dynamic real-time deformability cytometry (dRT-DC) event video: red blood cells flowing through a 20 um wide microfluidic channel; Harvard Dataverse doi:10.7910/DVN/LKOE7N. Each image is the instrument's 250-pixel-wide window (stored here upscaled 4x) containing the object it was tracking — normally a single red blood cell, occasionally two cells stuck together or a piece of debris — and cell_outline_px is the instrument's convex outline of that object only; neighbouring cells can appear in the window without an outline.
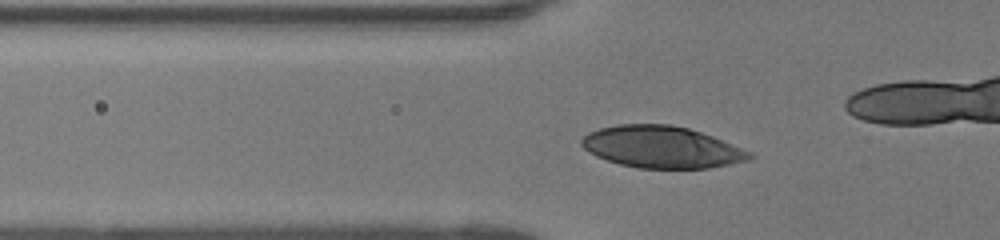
{"species": "human", "species_latin": "Homo sapiens", "temperature_condition": "room temperature", "stored_images_in_passage": 32, "camera_frame_rate_fps": 3000, "um_per_image_px": 0.085, "donor": {"sex": "female"}, "frame": {"image": 1, "passage_image": 8, "time_ms": 2.333, "image_size_px": [1000, 240], "cell_outline_px": [[756, 156], [748, 160], [708, 168], [640, 168], [620, 164], [596, 156], [588, 152], [580, 144], [580, 140], [588, 132], [600, 128], [620, 124], [668, 124], [688, 128], [712, 136], [752, 152]], "centroid_in_image_um": [56.23, 12.5], "position_along_channel_um": 69.6, "area_um2": 40.75}}
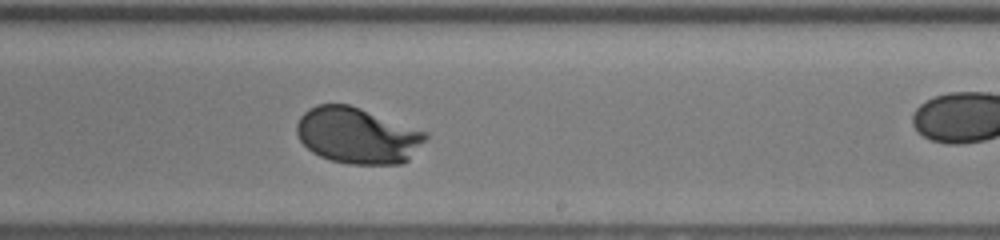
{"frame": {"image": 2, "passage_image": 22, "time_ms": 7.0, "image_size_px": [1000, 240], "cell_outline_px": [[428, 136], [408, 160], [400, 164], [348, 164], [332, 160], [320, 156], [312, 152], [300, 140], [296, 132], [296, 124], [300, 116], [308, 108], [316, 104], [348, 104], [360, 108], [428, 132]], "centroid_in_image_um": [30.36, 11.51], "position_along_channel_um": 258.6, "area_um2": 42.02}}
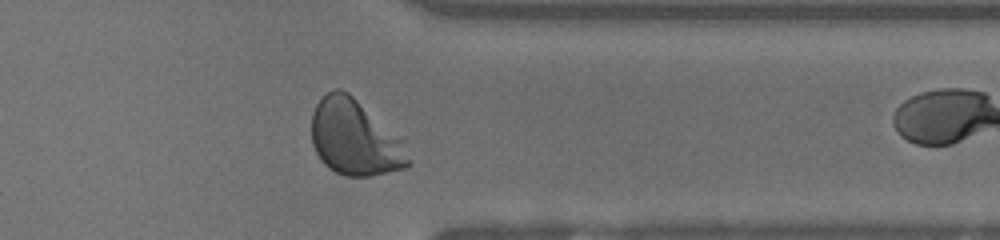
{"frame": {"image": 3, "passage_image": 31, "time_ms": 10.0, "image_size_px": [1000, 240], "cell_outline_px": [[408, 164], [404, 168], [368, 176], [344, 176], [328, 168], [320, 160], [312, 144], [312, 112], [316, 104], [328, 92], [336, 88], [340, 88], [348, 92], [404, 140], [408, 160]], "centroid_in_image_um": [30.13, 11.71], "position_along_channel_um": 381.3, "area_um2": 42.37}}